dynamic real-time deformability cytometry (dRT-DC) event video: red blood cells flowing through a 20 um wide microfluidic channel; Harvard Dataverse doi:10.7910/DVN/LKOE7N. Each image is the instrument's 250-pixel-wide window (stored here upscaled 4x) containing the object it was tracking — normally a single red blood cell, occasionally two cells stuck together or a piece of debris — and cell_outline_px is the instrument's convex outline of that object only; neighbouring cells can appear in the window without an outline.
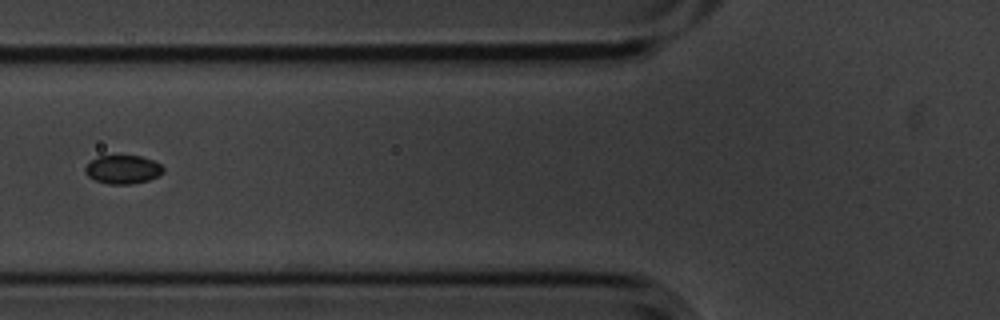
{"species": "common noctule bat (a hibernating species)", "species_latin": "Nyctalus noctula", "temperature_condition": "cold", "stored_images_in_passage": 9, "segment_of_instrument_passage": [2, 2], "camera_frame_rate_fps": 3000, "um_per_image_px": 0.085, "animal": {"sex": "male", "body_mass_g": 20.1, "forearm_length_mm": 53.5}, "frame": {"image": 1, "passage_image": 6, "time_ms": 1.667, "image_size_px": [1000, 320], "cell_outline_px": [[164, 172], [148, 180], [132, 184], [108, 184], [96, 180], [88, 176], [84, 172], [84, 168], [96, 156], [140, 156], [152, 160], [160, 164], [164, 168]], "centroid_in_image_um": [10.43, 14.41], "position_along_channel_um": 115.4, "area_um2": 12.89}}
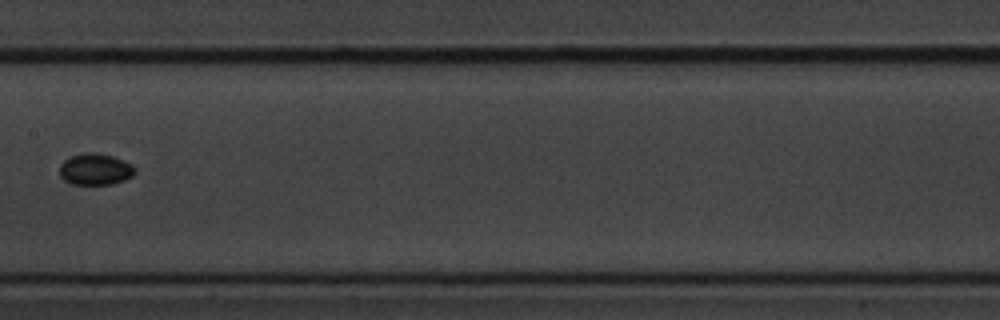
{"frame": {"image": 2, "passage_image": 8, "time_ms": 2.333, "image_size_px": [1000, 320], "cell_outline_px": [[136, 172], [132, 176], [124, 180], [112, 184], [72, 184], [64, 180], [60, 176], [60, 164], [64, 160], [72, 156], [84, 152], [96, 152], [112, 156], [132, 164], [136, 168]], "centroid_in_image_um": [8.11, 14.38], "position_along_channel_um": 199.3, "area_um2": 13.87}}
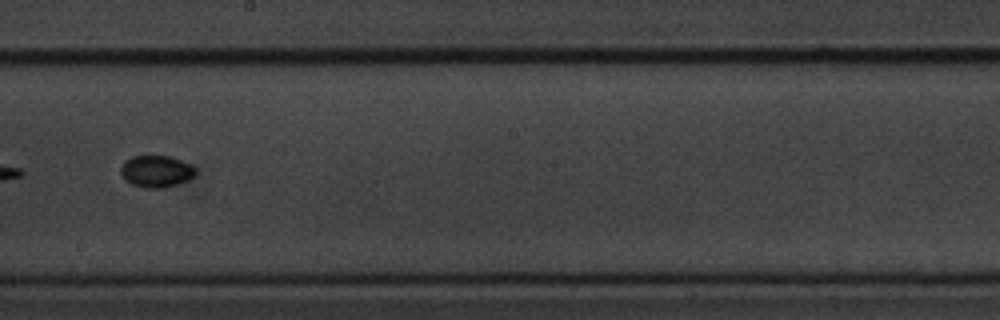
{"frame": {"image": 3, "passage_image": 9, "time_ms": 2.667, "image_size_px": [1000, 320], "cell_outline_px": [[196, 172], [188, 180], [180, 184], [164, 188], [152, 188], [132, 184], [124, 180], [120, 172], [120, 168], [124, 160], [132, 156], [172, 156], [196, 168]], "centroid_in_image_um": [13.26, 14.56], "position_along_channel_um": 234.9, "area_um2": 13.93}}